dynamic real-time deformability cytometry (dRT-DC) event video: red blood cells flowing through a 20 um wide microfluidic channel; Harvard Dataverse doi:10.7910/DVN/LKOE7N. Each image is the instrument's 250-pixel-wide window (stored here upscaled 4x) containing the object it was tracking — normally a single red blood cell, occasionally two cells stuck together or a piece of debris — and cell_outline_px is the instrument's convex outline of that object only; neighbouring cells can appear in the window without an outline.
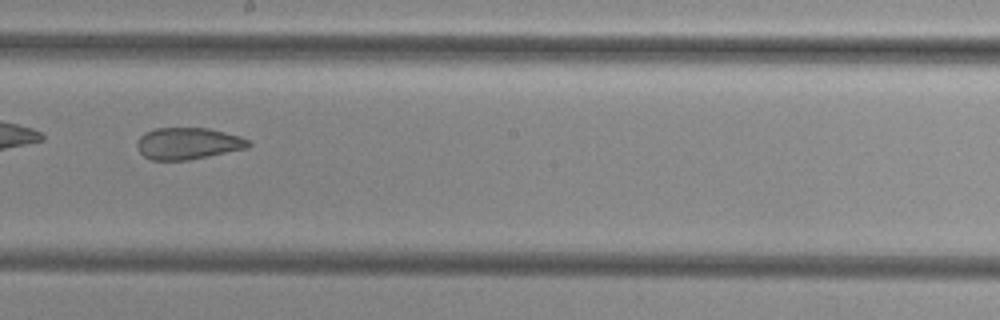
{"species": "common noctule bat (a hibernating species)", "species_latin": "Nyctalus noctula", "temperature_condition": "cold", "stored_images_in_passage": 33, "camera_frame_rate_fps": 3000, "um_per_image_px": 0.085, "animal": {"sex": "female", "body_mass_g": 29.2, "forearm_length_mm": 56.3}, "frame": {"image": 1, "passage_image": 15, "time_ms": 4.667, "image_size_px": [1000, 320], "cell_outline_px": [[252, 144], [248, 148], [188, 160], [152, 160], [144, 156], [140, 152], [136, 144], [136, 140], [144, 132], [152, 128], [208, 128], [240, 136], [248, 140]], "centroid_in_image_um": [15.95, 12.19], "position_along_channel_um": 232.2, "area_um2": 20.69}}